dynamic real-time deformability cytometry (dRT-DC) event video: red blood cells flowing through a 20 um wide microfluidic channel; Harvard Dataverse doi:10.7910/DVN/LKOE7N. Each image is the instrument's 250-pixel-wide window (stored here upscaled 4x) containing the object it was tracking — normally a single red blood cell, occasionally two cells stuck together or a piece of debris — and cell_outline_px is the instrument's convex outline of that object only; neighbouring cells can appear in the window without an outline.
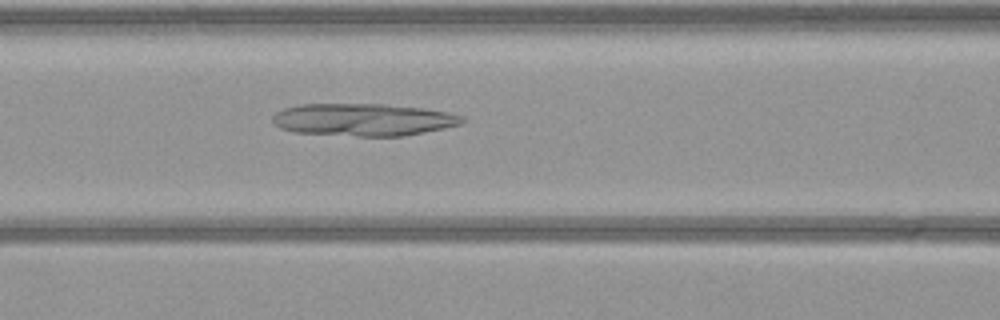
{"species": "common noctule bat (a hibernating species)", "species_latin": "Nyctalus noctula", "temperature_condition": "warm", "stored_images_in_passage": 52, "camera_frame_rate_fps": 3000, "um_per_image_px": 0.085, "animal": {"sex": "female", "body_mass_g": 21.9}, "frame": {"image": 1, "passage_image": 21, "time_ms": 6.667, "image_size_px": [1000, 320], "cell_outline_px": [[464, 120], [460, 124], [444, 128], [404, 136], [356, 136], [292, 132], [280, 128], [272, 120], [272, 116], [276, 112], [284, 108], [300, 104], [384, 104], [420, 108], [448, 112], [460, 116]], "centroid_in_image_um": [30.83, 10.17], "position_along_channel_um": 135.8, "area_um2": 35.66}}
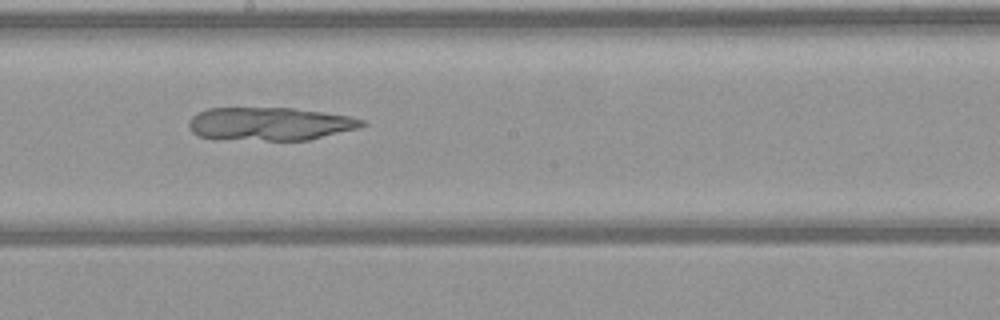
{"frame": {"image": 2, "passage_image": 28, "time_ms": 9.0, "image_size_px": [1000, 320], "cell_outline_px": [[368, 124], [360, 128], [308, 140], [212, 140], [200, 136], [192, 132], [188, 128], [188, 124], [192, 116], [208, 108], [292, 108], [348, 116], [364, 120]], "centroid_in_image_um": [22.9, 10.55], "position_along_channel_um": 225.3, "area_um2": 33.76}}
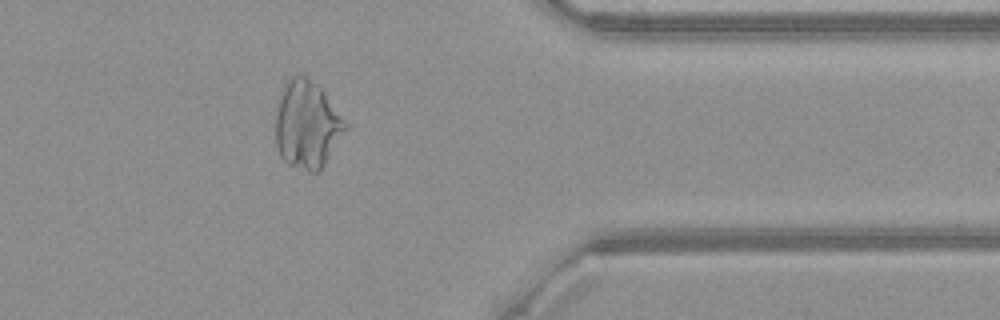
{"frame": {"image": 3, "passage_image": 42, "time_ms": 13.667, "image_size_px": [1000, 320], "cell_outline_px": [[348, 128], [320, 172], [308, 172], [288, 164], [280, 156], [276, 144], [276, 112], [280, 96], [288, 80], [292, 76], [304, 76], [324, 88], [348, 124]], "centroid_in_image_um": [26.14, 10.62], "position_along_channel_um": 385.3, "area_um2": 35.95}}